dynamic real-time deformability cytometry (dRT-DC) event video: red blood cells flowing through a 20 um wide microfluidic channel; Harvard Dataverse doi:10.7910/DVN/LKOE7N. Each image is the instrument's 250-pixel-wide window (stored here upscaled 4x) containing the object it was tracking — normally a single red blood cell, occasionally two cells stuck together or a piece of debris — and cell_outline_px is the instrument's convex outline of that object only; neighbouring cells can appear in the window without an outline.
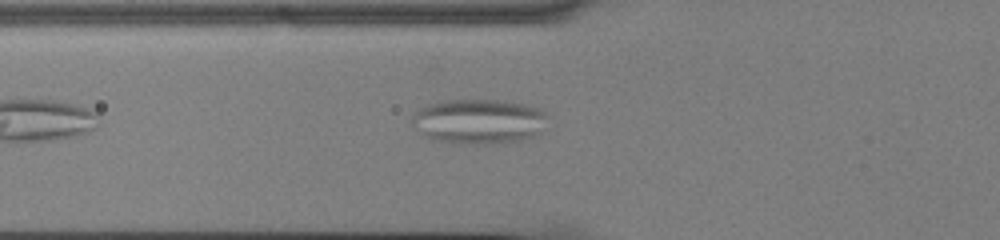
{"species": "common noctule bat (a hibernating species)", "species_latin": "Nyctalus noctula", "temperature_condition": "cold", "stored_images_in_passage": 35, "camera_frame_rate_fps": 3000, "um_per_image_px": 0.085, "animal": {"sex": "male", "body_mass_g": 13.0, "forearm_length_mm": 53.1}, "frame": {"image": 1, "passage_image": 4, "time_ms": 1.0, "image_size_px": [1000, 240], "cell_outline_px": [[544, 116], [540, 132], [536, 136], [504, 144], [456, 144], [432, 140], [412, 128], [408, 120], [412, 112], [428, 104], [444, 100], [504, 100], [544, 108]], "centroid_in_image_um": [40.6, 10.33], "position_along_channel_um": 85.2, "area_um2": 36.3}}
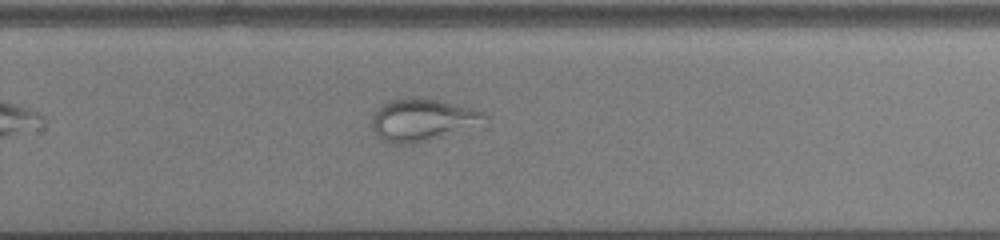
{"frame": {"image": 2, "passage_image": 21, "time_ms": 6.667, "image_size_px": [1000, 240], "cell_outline_px": [[488, 128], [412, 144], [396, 144], [384, 140], [372, 128], [372, 116], [384, 104], [392, 100], [412, 96], [420, 96], [456, 104], [472, 108], [484, 112], [488, 116]], "centroid_in_image_um": [36.13, 10.21], "position_along_channel_um": 293.7, "area_um2": 29.02}}
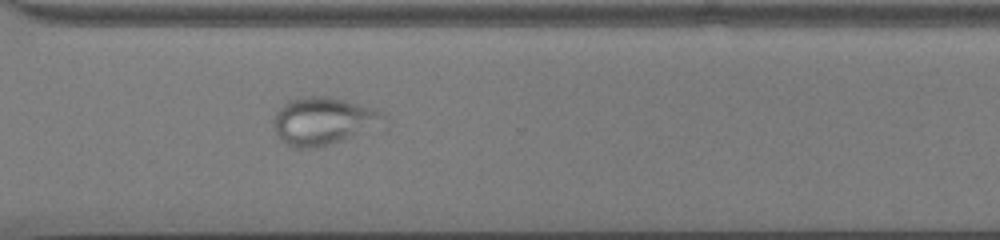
{"frame": {"image": 3, "passage_image": 25, "time_ms": 8.0, "image_size_px": [1000, 240], "cell_outline_px": [[388, 128], [316, 148], [296, 148], [284, 144], [280, 140], [272, 128], [272, 120], [276, 112], [288, 100], [304, 96], [328, 96], [344, 100], [372, 108], [388, 116]], "centroid_in_image_um": [27.57, 10.32], "position_along_channel_um": 343.0, "area_um2": 31.85}}